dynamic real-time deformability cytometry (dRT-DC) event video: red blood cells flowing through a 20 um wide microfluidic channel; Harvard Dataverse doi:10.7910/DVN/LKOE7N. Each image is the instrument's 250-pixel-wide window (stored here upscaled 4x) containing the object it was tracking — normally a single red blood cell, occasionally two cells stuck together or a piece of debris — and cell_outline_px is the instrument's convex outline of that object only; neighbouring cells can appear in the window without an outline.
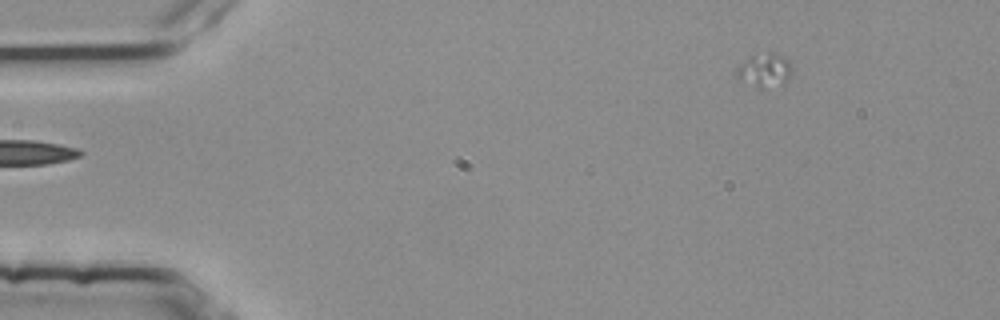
{"species": "common noctule bat (a hibernating species)", "species_latin": "Nyctalus noctula", "temperature_condition": "room temperature", "stored_images_in_passage": 2, "camera_frame_rate_fps": 3000, "um_per_image_px": 0.085, "animal": {"sex": "female", "body_mass_g": 25.1}, "frame": {"image": 1, "passage_image": 2, "time_ms": 0.333, "image_size_px": [1000, 320], "cell_outline_px": [[792, 72], [788, 80], [764, 88], [760, 88], [740, 80], [736, 76], [736, 68], [748, 56], [768, 48], [784, 56], [788, 60], [792, 68]], "centroid_in_image_um": [64.98, 5.87], "position_along_channel_um": 20.0, "area_um2": 11.27}}